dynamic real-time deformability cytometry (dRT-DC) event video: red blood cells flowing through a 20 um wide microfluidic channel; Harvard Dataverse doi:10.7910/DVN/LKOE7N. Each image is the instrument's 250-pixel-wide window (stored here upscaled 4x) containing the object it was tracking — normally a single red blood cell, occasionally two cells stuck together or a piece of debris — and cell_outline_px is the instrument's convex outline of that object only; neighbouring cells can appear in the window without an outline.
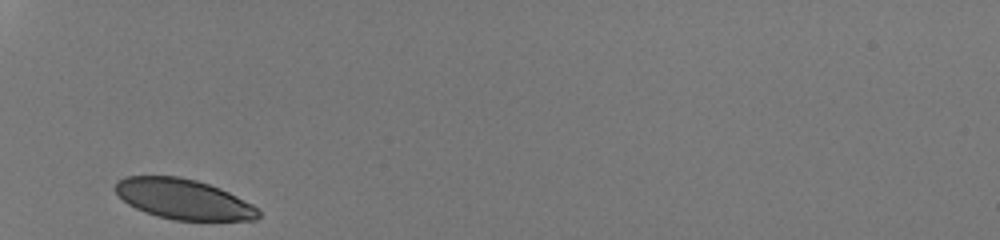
{"species": "human", "species_latin": "Homo sapiens", "temperature_condition": "room temperature", "stored_images_in_passage": 26, "camera_frame_rate_fps": 3000, "um_per_image_px": 0.085, "donor": {"sex": "male"}, "frame": {"image": 1, "passage_image": 1, "time_ms": 0.0, "image_size_px": [1000, 240], "cell_outline_px": [[260, 216], [256, 220], [176, 220], [156, 216], [144, 212], [128, 204], [116, 192], [116, 180], [124, 176], [180, 176], [196, 180], [220, 188], [252, 204], [260, 212]], "centroid_in_image_um": [15.58, 16.92], "position_along_channel_um": 69.4, "area_um2": 33.41}}
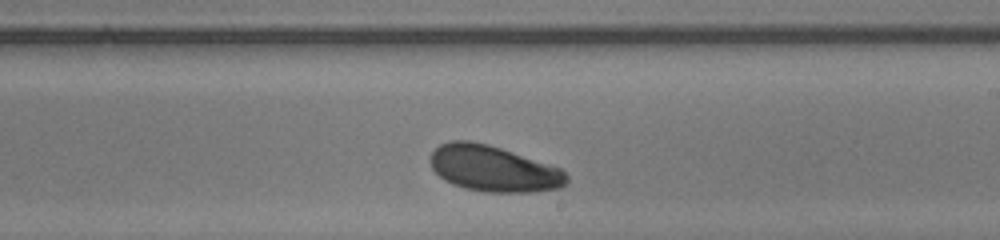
{"frame": {"image": 2, "passage_image": 15, "time_ms": 4.667, "image_size_px": [1000, 240], "cell_outline_px": [[568, 184], [560, 188], [532, 192], [488, 192], [464, 188], [452, 184], [444, 180], [432, 168], [428, 160], [432, 152], [440, 144], [452, 140], [468, 140], [488, 144], [560, 168], [568, 176]], "centroid_in_image_um": [41.92, 14.34], "position_along_channel_um": 247.1, "area_um2": 36.47}}
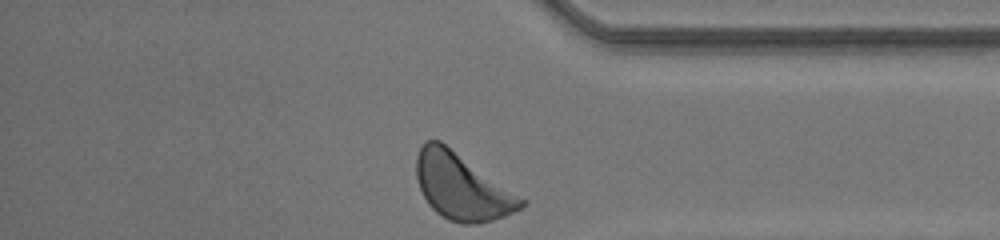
{"frame": {"image": 3, "passage_image": 26, "time_ms": 8.333, "image_size_px": [1000, 240], "cell_outline_px": [[528, 204], [504, 216], [492, 220], [476, 224], [460, 224], [448, 220], [436, 212], [428, 204], [420, 188], [416, 176], [416, 156], [420, 148], [428, 140], [440, 140], [528, 200]], "centroid_in_image_um": [39.28, 15.88], "position_along_channel_um": 395.9, "area_um2": 40.52}, "authors_computed_cell_mechanics": {"area_um2": 36.5296, "velocity_mm_per_s": 4.1449, "shape_relaxation_time_tau1_ms": 2.3022, "shape_relaxation_time_tau2_ms": null, "deformation_change_tau1": 0.1091, "deformation_change_tau2": null}}